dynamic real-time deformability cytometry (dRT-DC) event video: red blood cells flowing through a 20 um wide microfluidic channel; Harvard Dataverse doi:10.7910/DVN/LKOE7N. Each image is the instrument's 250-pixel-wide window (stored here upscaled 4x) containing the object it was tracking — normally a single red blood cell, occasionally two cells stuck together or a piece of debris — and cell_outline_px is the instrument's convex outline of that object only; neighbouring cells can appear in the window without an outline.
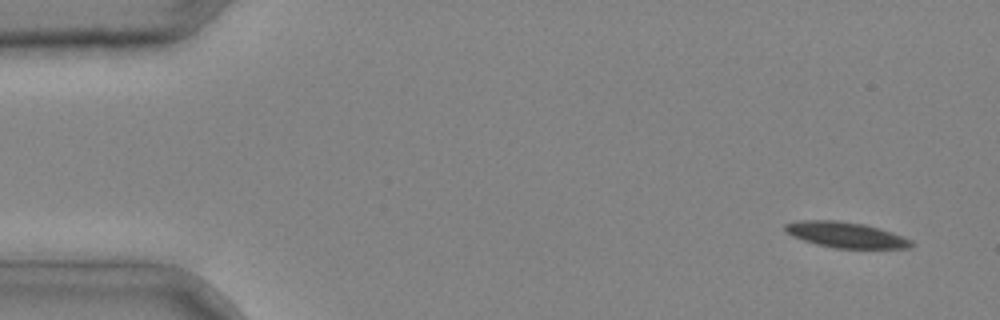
{"species": "common noctule bat (a hibernating species)", "species_latin": "Nyctalus noctula", "temperature_condition": "cold", "stored_images_in_passage": 5, "camera_frame_rate_fps": 3000, "um_per_image_px": 0.085, "animal": {"sex": "male", "body_mass_g": 20.4}, "frame": {"image": 1, "passage_image": 1, "time_ms": 0.0, "image_size_px": [1000, 320], "cell_outline_px": [[916, 244], [912, 248], [836, 248], [816, 244], [792, 236], [784, 232], [784, 224], [796, 220], [836, 220], [864, 224], [880, 228], [892, 232], [912, 240]], "centroid_in_image_um": [71.89, 19.95], "position_along_channel_um": 13.1, "area_um2": 19.07}}
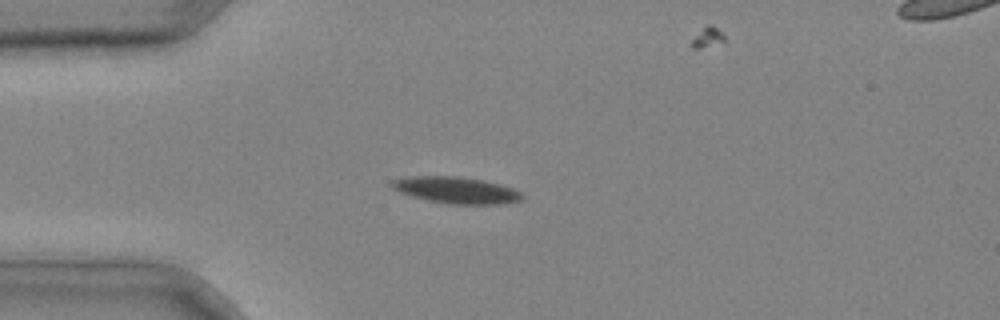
{"frame": {"image": 2, "passage_image": 3, "time_ms": 0.667, "image_size_px": [1000, 320], "cell_outline_px": [[524, 196], [520, 200], [504, 204], [452, 204], [428, 200], [396, 192], [392, 188], [392, 180], [408, 176], [460, 176], [484, 180], [500, 184], [512, 188], [520, 192]], "centroid_in_image_um": [38.76, 16.15], "position_along_channel_um": 46.2, "area_um2": 20.23}}